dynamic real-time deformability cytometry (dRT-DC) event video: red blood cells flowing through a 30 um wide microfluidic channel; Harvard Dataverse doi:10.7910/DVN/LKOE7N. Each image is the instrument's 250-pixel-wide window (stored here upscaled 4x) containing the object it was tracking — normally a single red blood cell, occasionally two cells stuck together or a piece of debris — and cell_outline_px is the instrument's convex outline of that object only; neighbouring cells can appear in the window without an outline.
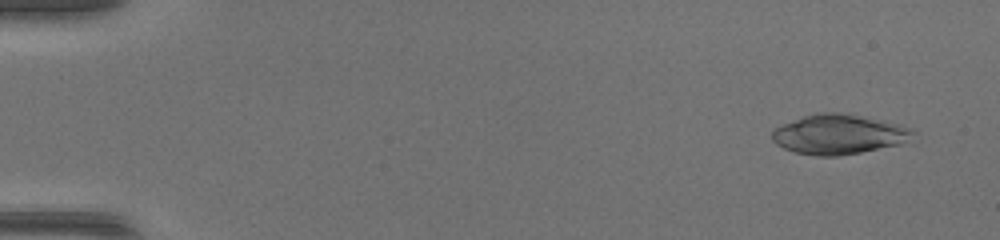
{"species": "common noctule bat (a hibernating species)", "species_latin": "Nyctalus noctula", "temperature_condition": "warm", "stored_images_in_passage": 46, "camera_frame_rate_fps": 3000, "um_per_image_px": 0.085, "animal": {"sex": "female", "body_mass_g": 17.0, "forearm_length_mm": 48.0}, "frame": {"image": 1, "passage_image": 3, "time_ms": 0.667, "image_size_px": [1000, 240], "cell_outline_px": [[916, 132], [900, 144], [860, 152], [836, 156], [816, 156], [796, 152], [784, 148], [776, 144], [772, 140], [772, 132], [776, 128], [784, 124], [804, 116], [816, 112], [840, 112], [880, 120], [896, 124]], "centroid_in_image_um": [71.23, 11.42], "position_along_channel_um": 13.8, "area_um2": 31.96}}
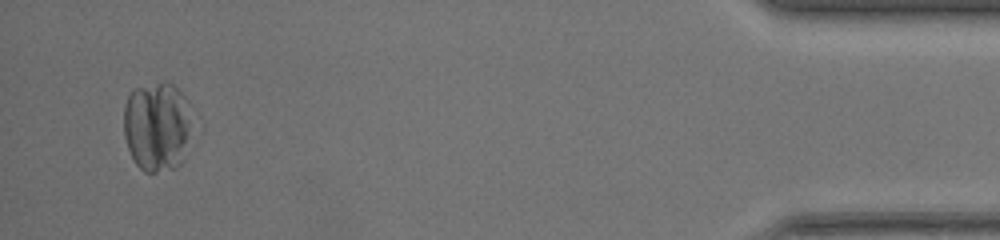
{"frame": {"image": 2, "passage_image": 45, "time_ms": 14.667, "image_size_px": [1000, 240], "cell_outline_px": [[192, 128], [184, 160], [176, 168], [156, 172], [144, 172], [136, 164], [128, 148], [124, 136], [124, 104], [132, 88], [156, 84], [172, 84], [188, 100]], "centroid_in_image_um": [13.36, 10.78], "position_along_channel_um": 421.8, "area_um2": 36.01}}